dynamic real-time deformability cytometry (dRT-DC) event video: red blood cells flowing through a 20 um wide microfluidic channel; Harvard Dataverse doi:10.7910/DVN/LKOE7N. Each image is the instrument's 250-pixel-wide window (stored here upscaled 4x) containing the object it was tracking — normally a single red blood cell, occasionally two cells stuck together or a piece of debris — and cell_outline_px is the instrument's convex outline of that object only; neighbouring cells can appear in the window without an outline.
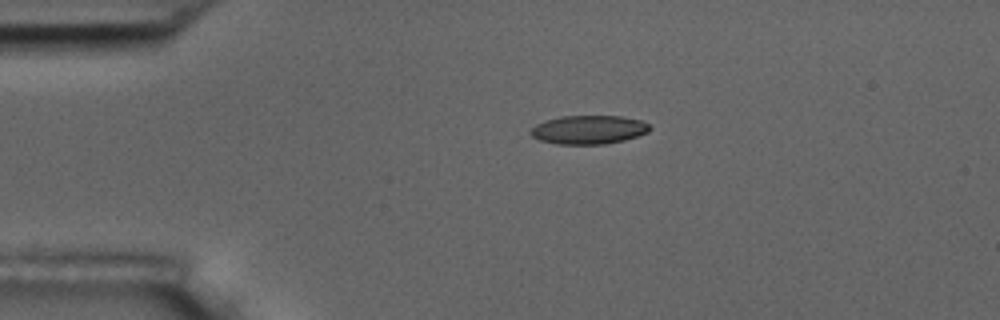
{"species": "common noctule bat (a hibernating species)", "species_latin": "Nyctalus noctula", "temperature_condition": "room temperature", "stored_images_in_passage": 12, "camera_frame_rate_fps": 3000, "um_per_image_px": 0.085, "animal": {"sex": "male", "body_mass_g": 17.5, "forearm_length_mm": 52.3}, "frame": {"image": 1, "passage_image": 1, "time_ms": 0.0, "image_size_px": [1000, 320], "cell_outline_px": [[652, 128], [648, 132], [624, 140], [604, 144], [556, 144], [540, 140], [532, 136], [528, 132], [536, 124], [544, 120], [560, 116], [620, 116], [640, 120], [648, 124]], "centroid_in_image_um": [50.01, 11.02], "position_along_channel_um": 35.0, "area_um2": 19.94}}
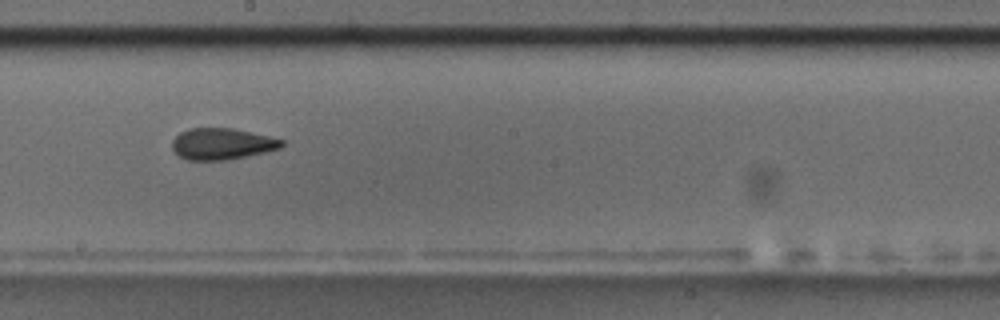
{"frame": {"image": 2, "passage_image": 6, "time_ms": 6.333, "image_size_px": [1000, 320], "cell_outline_px": [[284, 144], [280, 148], [264, 152], [228, 160], [188, 160], [180, 156], [172, 148], [172, 140], [180, 132], [188, 128], [232, 128], [268, 136], [284, 140]], "centroid_in_image_um": [18.85, 12.22], "position_along_channel_um": 229.4, "area_um2": 19.94}}
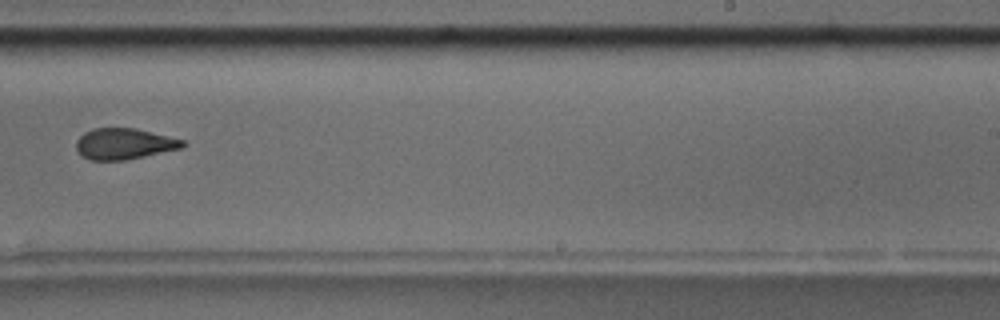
{"frame": {"image": 3, "passage_image": 7, "time_ms": 7.667, "image_size_px": [1000, 320], "cell_outline_px": [[188, 144], [180, 148], [144, 156], [124, 160], [88, 160], [76, 148], [76, 140], [84, 132], [92, 128], [136, 128], [184, 140]], "centroid_in_image_um": [10.54, 12.21], "position_along_channel_um": 278.5, "area_um2": 19.13}, "authors_computed_cell_mechanics": {"area_um2": 19.941, "velocity_mm_per_s": 3.6854, "shape_relaxation_time_tau1_ms": 5.954, "shape_relaxation_time_tau2_ms": null, "deformation_change_tau1": 0.1514, "deformation_change_tau2": null}}